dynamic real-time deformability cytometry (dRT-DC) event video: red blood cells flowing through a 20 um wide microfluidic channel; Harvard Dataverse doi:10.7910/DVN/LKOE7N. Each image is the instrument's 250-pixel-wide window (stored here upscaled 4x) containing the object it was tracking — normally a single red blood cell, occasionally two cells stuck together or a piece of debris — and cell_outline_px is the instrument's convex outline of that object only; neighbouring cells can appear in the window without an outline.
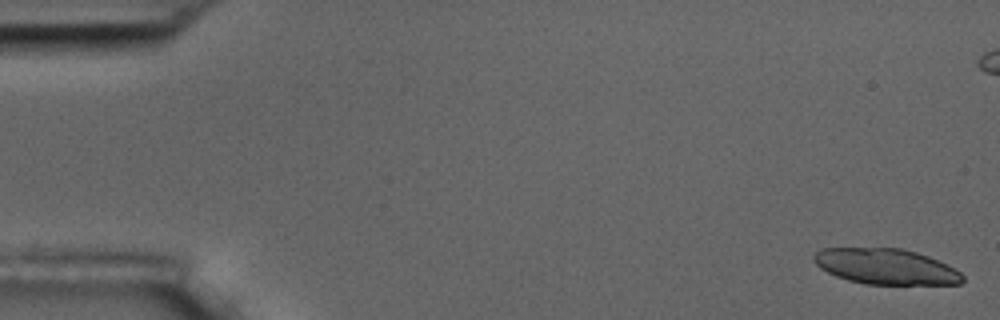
{"species": "common noctule bat (a hibernating species)", "species_latin": "Nyctalus noctula", "temperature_condition": "room temperature", "stored_images_in_passage": 11, "camera_frame_rate_fps": 3000, "um_per_image_px": 0.085, "animal": {"sex": "male", "body_mass_g": 17.5, "forearm_length_mm": 52.3}, "frame": {"image": 1, "passage_image": 1, "time_ms": 0.0, "image_size_px": [1000, 320], "cell_outline_px": [[964, 280], [960, 284], [864, 284], [848, 280], [836, 276], [820, 268], [816, 264], [812, 256], [820, 248], [900, 248], [916, 252], [928, 256], [960, 272], [964, 276]], "centroid_in_image_um": [75.26, 22.65], "position_along_channel_um": 9.7, "area_um2": 30.69}}
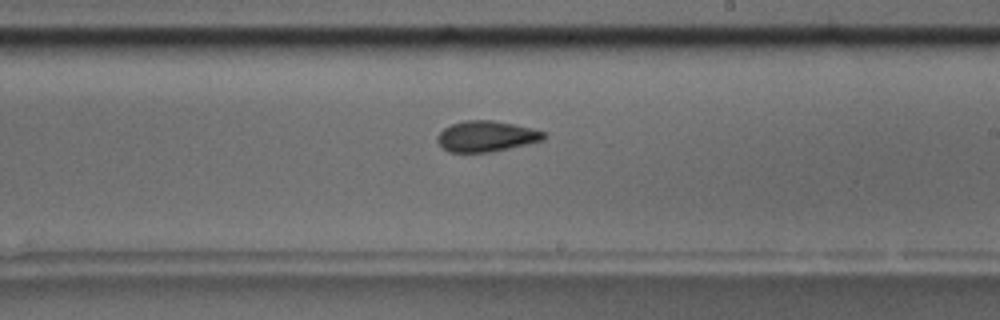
{"frame": {"image": 2, "passage_image": 11, "time_ms": 12.333, "image_size_px": [1000, 320], "cell_outline_px": [[548, 136], [544, 140], [492, 152], [448, 152], [436, 140], [436, 136], [444, 128], [452, 124], [464, 120], [492, 120], [532, 128], [548, 132]], "centroid_in_image_um": [41.37, 11.58], "position_along_channel_um": 247.6, "area_um2": 19.19}}